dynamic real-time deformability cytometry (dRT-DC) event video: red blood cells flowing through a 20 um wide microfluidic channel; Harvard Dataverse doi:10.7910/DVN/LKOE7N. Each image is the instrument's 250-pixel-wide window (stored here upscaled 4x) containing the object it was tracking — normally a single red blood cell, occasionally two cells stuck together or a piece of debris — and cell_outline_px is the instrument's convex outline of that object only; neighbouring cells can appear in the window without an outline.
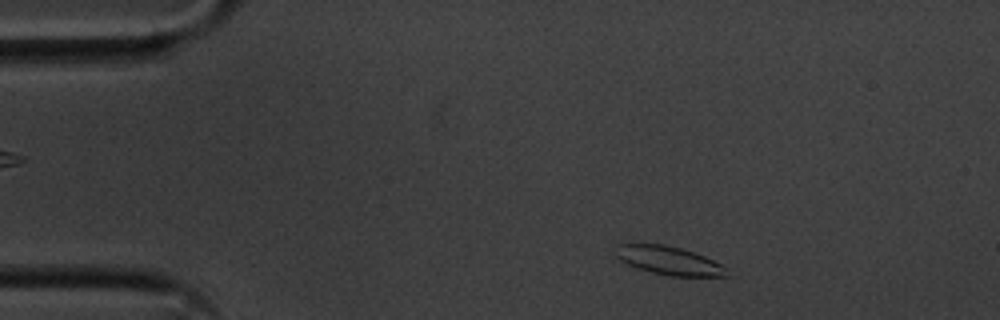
{"species": "common noctule bat (a hibernating species)", "species_latin": "Nyctalus noctula", "temperature_condition": "cold", "stored_images_in_passage": 50, "camera_frame_rate_fps": 3000, "um_per_image_px": 0.085, "animal": {"sex": "male", "body_mass_g": 20.1, "forearm_length_mm": 53.5}, "frame": {"image": 1, "passage_image": 4, "time_ms": 1.0, "image_size_px": [1000, 320], "cell_outline_px": [[732, 268], [728, 276], [672, 276], [652, 272], [628, 264], [620, 260], [616, 256], [616, 244], [664, 244], [680, 248], [704, 256]], "centroid_in_image_um": [56.94, 22.15], "position_along_channel_um": 28.1, "area_um2": 18.44}}
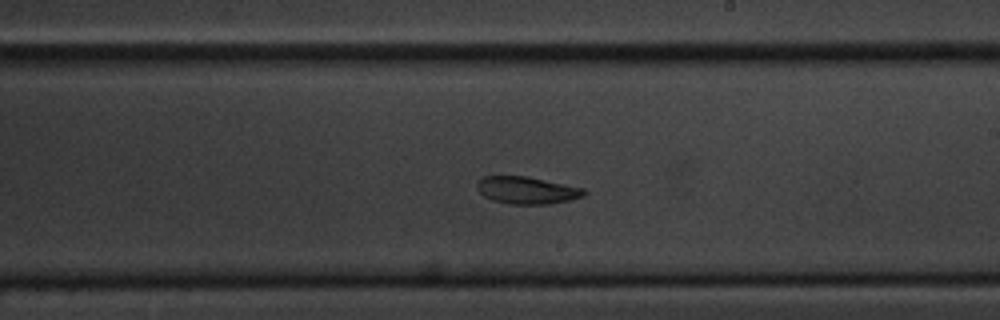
{"frame": {"image": 2, "passage_image": 27, "time_ms": 8.667, "image_size_px": [1000, 320], "cell_outline_px": [[588, 192], [584, 196], [552, 204], [512, 204], [492, 200], [484, 196], [476, 188], [476, 184], [484, 176], [524, 176], [584, 188]], "centroid_in_image_um": [44.79, 16.18], "position_along_channel_um": 244.2, "area_um2": 16.88}}
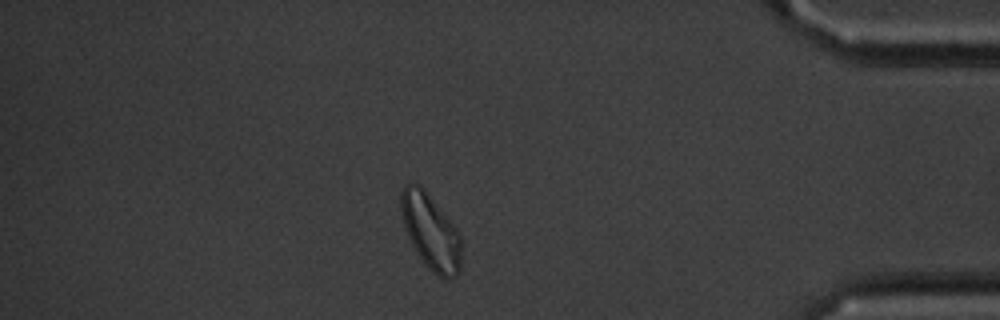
{"frame": {"image": 3, "passage_image": 43, "time_ms": 14.0, "image_size_px": [1000, 320], "cell_outline_px": [[460, 272], [452, 280], [444, 280], [436, 276], [428, 268], [412, 244], [404, 224], [400, 208], [400, 188], [404, 184], [416, 184], [424, 188], [456, 228], [460, 236]], "centroid_in_image_um": [36.61, 19.71], "position_along_channel_um": 398.6, "area_um2": 26.41}}